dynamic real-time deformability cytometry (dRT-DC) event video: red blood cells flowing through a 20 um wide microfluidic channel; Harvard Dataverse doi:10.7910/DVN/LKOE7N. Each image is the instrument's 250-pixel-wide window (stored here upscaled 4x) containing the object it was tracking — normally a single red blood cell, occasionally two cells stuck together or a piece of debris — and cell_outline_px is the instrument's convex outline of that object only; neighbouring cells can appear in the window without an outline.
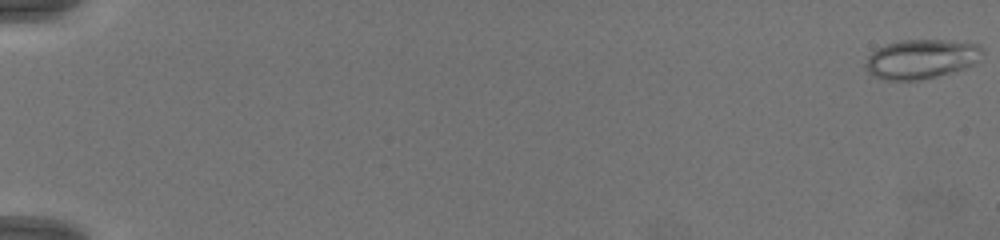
{"species": "common noctule bat (a hibernating species)", "species_latin": "Nyctalus noctula", "temperature_condition": "warm", "stored_images_in_passage": 14, "camera_frame_rate_fps": 3000, "um_per_image_px": 0.085, "animal": {"sex": "female", "body_mass_g": 19.5, "forearm_length_mm": 54.1}, "frame": {"image": 1, "passage_image": 1, "time_ms": 0.0, "image_size_px": [1000, 240], "cell_outline_px": [[984, 52], [972, 64], [964, 68], [952, 72], [920, 80], [884, 80], [868, 72], [864, 68], [864, 64], [868, 56], [872, 52], [888, 44], [900, 40], [952, 40], [980, 44], [984, 48]], "centroid_in_image_um": [78.31, 5.01], "position_along_channel_um": 6.7, "area_um2": 26.76}}